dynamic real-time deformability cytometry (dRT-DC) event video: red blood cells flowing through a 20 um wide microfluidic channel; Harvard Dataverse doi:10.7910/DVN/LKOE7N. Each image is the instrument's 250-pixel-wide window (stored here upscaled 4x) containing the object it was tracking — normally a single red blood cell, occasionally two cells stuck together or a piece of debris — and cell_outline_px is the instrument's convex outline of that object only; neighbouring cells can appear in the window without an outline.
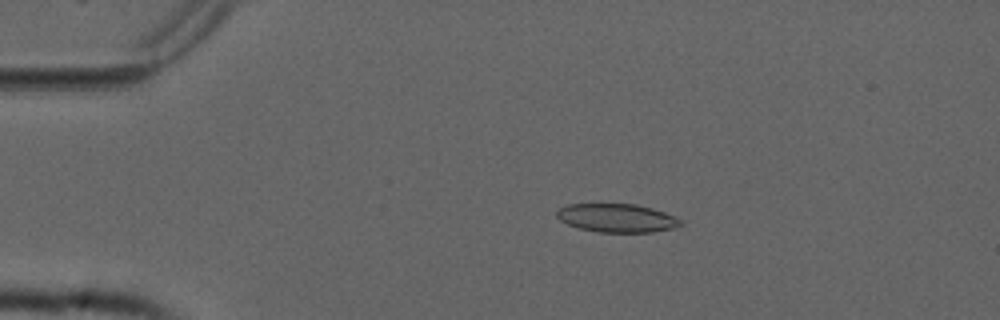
{"species": "common noctule bat (a hibernating species)", "species_latin": "Nyctalus noctula", "temperature_condition": "cold", "stored_images_in_passage": 54, "camera_frame_rate_fps": 3000, "um_per_image_px": 0.085, "animal": {"sex": "male", "forearm_length_mm": 52.5}, "frame": {"image": 1, "passage_image": 11, "time_ms": 3.333, "image_size_px": [1000, 320], "cell_outline_px": [[684, 224], [672, 228], [652, 232], [596, 232], [576, 228], [560, 220], [556, 216], [556, 212], [560, 208], [568, 204], [636, 204], [652, 208], [664, 212], [680, 220]], "centroid_in_image_um": [52.4, 18.53], "position_along_channel_um": 32.6, "area_um2": 20.52}}
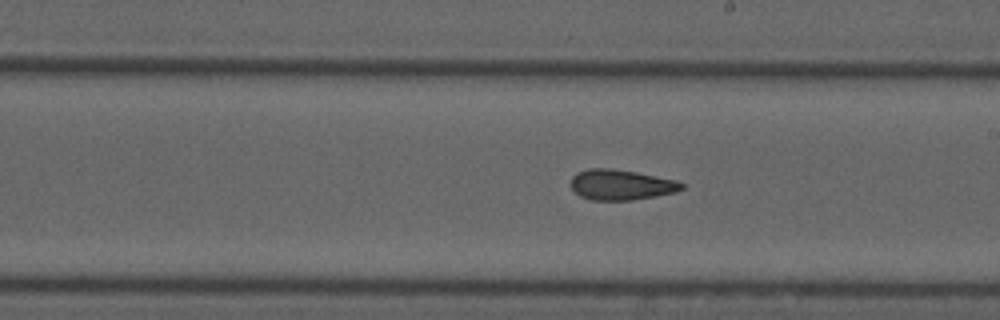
{"frame": {"image": 2, "passage_image": 31, "time_ms": 10.0, "image_size_px": [1000, 320], "cell_outline_px": [[684, 188], [676, 192], [632, 200], [592, 200], [580, 196], [572, 188], [572, 176], [576, 172], [588, 168], [612, 168], [636, 172], [676, 180], [684, 184]], "centroid_in_image_um": [52.78, 15.7], "position_along_channel_um": 236.2, "area_um2": 19.59}}
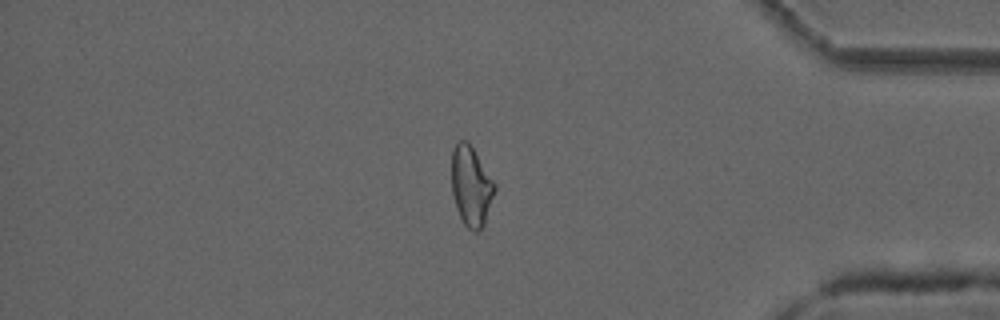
{"frame": {"image": 3, "passage_image": 46, "time_ms": 15.0, "image_size_px": [1000, 320], "cell_outline_px": [[496, 188], [484, 224], [480, 232], [472, 232], [464, 224], [456, 208], [452, 192], [452, 152], [456, 144], [460, 140], [468, 140], [496, 184]], "centroid_in_image_um": [40.05, 15.83], "position_along_channel_um": 395.2, "area_um2": 20.06}, "authors_computed_cell_mechanics": {"area_um2": 20.2878, "velocity_mm_per_s": 3.7706, "shape_relaxation_time_tau1_ms": null, "shape_relaxation_time_tau2_ms": 2.9496, "deformation_change_tau1": null, "deformation_change_tau2": 0.103}}